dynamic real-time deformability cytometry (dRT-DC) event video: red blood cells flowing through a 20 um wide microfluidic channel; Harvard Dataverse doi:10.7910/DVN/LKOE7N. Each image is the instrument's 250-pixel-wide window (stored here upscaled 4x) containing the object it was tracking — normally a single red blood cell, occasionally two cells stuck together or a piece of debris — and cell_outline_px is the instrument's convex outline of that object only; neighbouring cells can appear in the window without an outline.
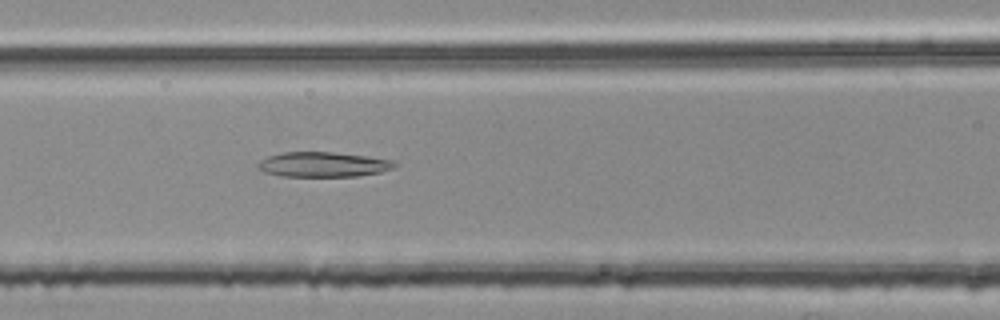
{"species": "common noctule bat (a hibernating species)", "species_latin": "Nyctalus noctula", "temperature_condition": "room temperature", "stored_images_in_passage": 38, "camera_frame_rate_fps": 3000, "um_per_image_px": 0.085, "animal": {"sex": "female", "body_mass_g": 25.1}, "frame": {"image": 1, "passage_image": 7, "time_ms": 2.0, "image_size_px": [1000, 320], "cell_outline_px": [[396, 168], [380, 172], [360, 176], [280, 176], [264, 172], [256, 168], [256, 164], [260, 160], [268, 156], [284, 152], [336, 152], [368, 156], [392, 160], [396, 164]], "centroid_in_image_um": [27.46, 13.98], "position_along_channel_um": 139.1, "area_um2": 20.06}}
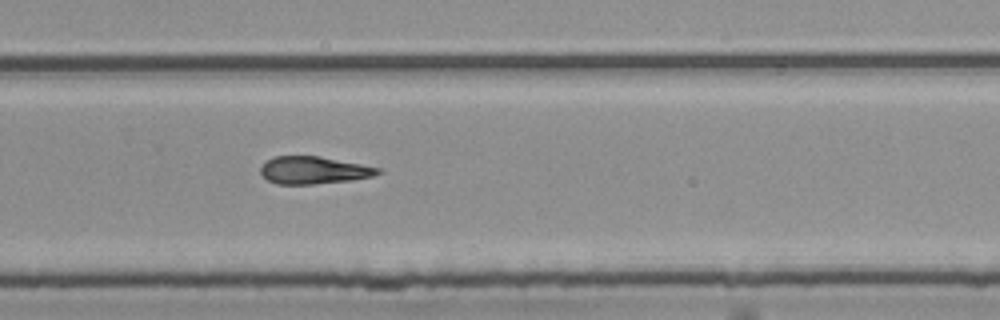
{"frame": {"image": 2, "passage_image": 20, "time_ms": 6.333, "image_size_px": [1000, 320], "cell_outline_px": [[384, 172], [372, 176], [352, 180], [312, 184], [276, 184], [268, 180], [260, 172], [260, 168], [272, 156], [320, 156], [380, 168]], "centroid_in_image_um": [26.67, 14.47], "position_along_channel_um": 303.1, "area_um2": 18.67}}
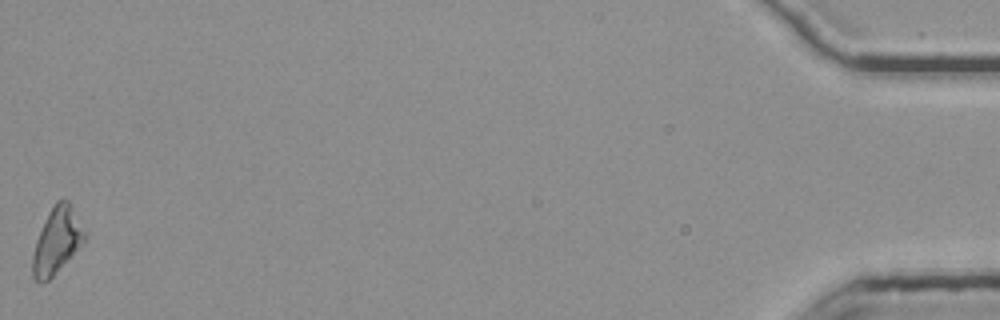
{"frame": {"image": 3, "passage_image": 38, "time_ms": 12.333, "image_size_px": [1000, 320], "cell_outline_px": [[88, 236], [84, 244], [48, 280], [40, 284], [32, 276], [32, 256], [36, 240], [48, 212], [56, 200], [68, 200], [72, 204], [88, 232]], "centroid_in_image_um": [4.88, 20.43], "position_along_channel_um": 430.3, "area_um2": 20.52}, "authors_computed_cell_mechanics": {"area_um2": 19.4208, "velocity_mm_per_s": 3.8064, "shape_relaxation_time_tau1_ms": null, "shape_relaxation_time_tau2_ms": 5.0334, "deformation_change_tau1": null, "deformation_change_tau2": 0.1638}}